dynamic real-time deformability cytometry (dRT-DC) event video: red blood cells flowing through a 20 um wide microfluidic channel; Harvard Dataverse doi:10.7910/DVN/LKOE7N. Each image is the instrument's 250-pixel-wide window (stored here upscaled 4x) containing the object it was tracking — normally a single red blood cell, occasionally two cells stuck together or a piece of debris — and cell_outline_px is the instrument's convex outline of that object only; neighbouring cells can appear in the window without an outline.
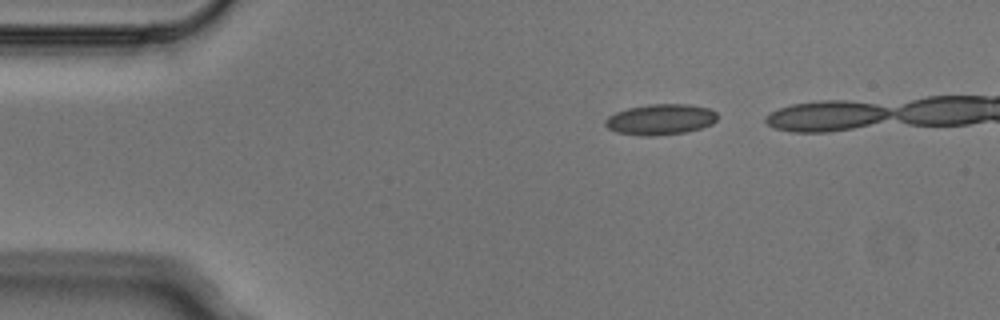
{"species": "Egyptian fruit bat (a non-hibernating species)", "species_latin": "Rousettus aegyptiacus", "temperature_condition": "cold", "stored_images_in_passage": 4, "camera_frame_rate_fps": 3000, "um_per_image_px": 0.085, "animal": {"sex": "male"}, "frame": {"image": 1, "passage_image": 1, "time_ms": 0.0, "image_size_px": [1000, 320], "cell_outline_px": [[716, 120], [712, 124], [688, 132], [656, 136], [640, 136], [616, 132], [608, 128], [604, 124], [604, 120], [608, 116], [616, 112], [628, 108], [648, 104], [688, 104], [708, 108], [716, 112]], "centroid_in_image_um": [56.12, 10.16], "position_along_channel_um": 28.9, "area_um2": 20.23}}